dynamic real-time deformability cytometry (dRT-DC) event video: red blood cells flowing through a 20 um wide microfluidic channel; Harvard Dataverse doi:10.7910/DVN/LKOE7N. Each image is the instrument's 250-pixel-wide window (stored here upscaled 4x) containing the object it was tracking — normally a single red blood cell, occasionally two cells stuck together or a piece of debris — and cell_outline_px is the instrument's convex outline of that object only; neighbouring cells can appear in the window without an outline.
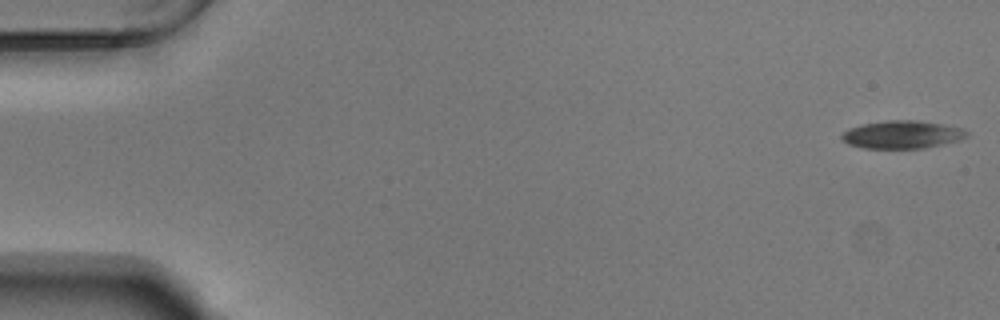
{"species": "Egyptian fruit bat (a non-hibernating species)", "species_latin": "Rousettus aegyptiacus", "temperature_condition": "warm", "stored_images_in_passage": 11, "camera_frame_rate_fps": 3000, "um_per_image_px": 0.085, "animal": {"sex": "male"}, "frame": {"image": 1, "passage_image": 1, "time_ms": 0.0, "image_size_px": [1000, 320], "cell_outline_px": [[968, 136], [960, 140], [944, 144], [924, 148], [864, 148], [848, 144], [840, 140], [840, 136], [848, 128], [864, 124], [888, 120], [916, 120], [944, 124], [964, 128], [968, 132]], "centroid_in_image_um": [76.7, 11.44], "position_along_channel_um": 8.3, "area_um2": 20.46}}